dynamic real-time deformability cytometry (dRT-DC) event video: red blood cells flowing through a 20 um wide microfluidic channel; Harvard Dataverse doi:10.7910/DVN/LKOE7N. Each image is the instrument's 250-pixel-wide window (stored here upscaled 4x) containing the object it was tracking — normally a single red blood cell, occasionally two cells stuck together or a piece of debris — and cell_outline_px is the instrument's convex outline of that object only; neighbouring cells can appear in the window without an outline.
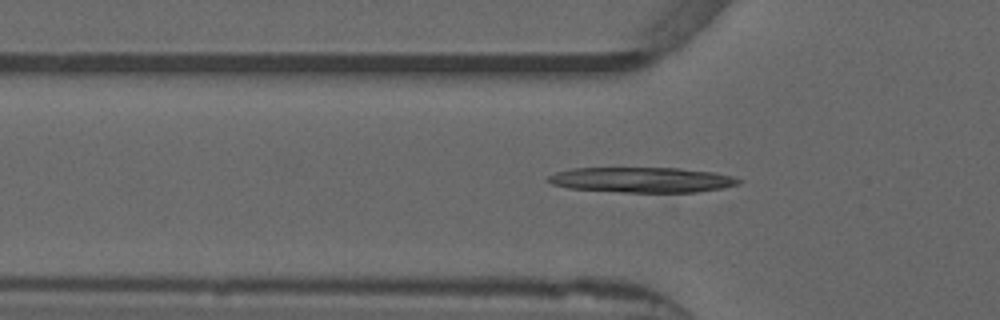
{"species": "common noctule bat (a hibernating species)", "species_latin": "Nyctalus noctula", "temperature_condition": "warm", "stored_images_in_passage": 25, "camera_frame_rate_fps": 3000, "um_per_image_px": 0.085, "animal": {"sex": "male", "forearm_length_mm": 52.5}, "frame": {"image": 1, "passage_image": 17, "time_ms": 5.333, "image_size_px": [1000, 320], "cell_outline_px": [[744, 180], [740, 184], [720, 188], [696, 192], [620, 192], [568, 188], [552, 184], [544, 180], [548, 176], [556, 172], [572, 168], [680, 168], [716, 172], [732, 176]], "centroid_in_image_um": [54.56, 15.28], "position_along_channel_um": 71.2, "area_um2": 28.21}}
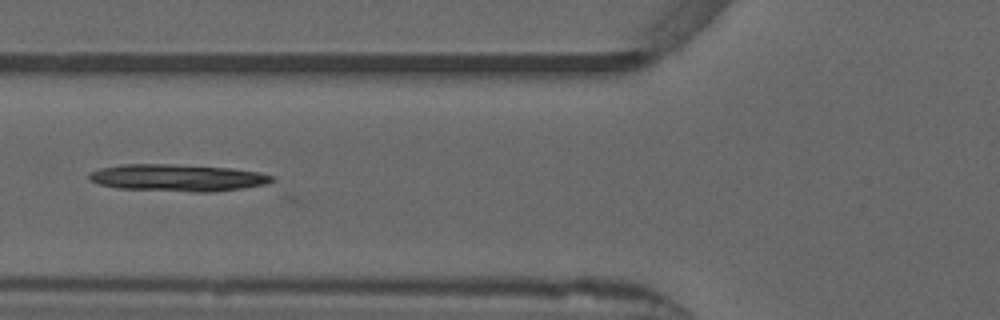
{"frame": {"image": 2, "passage_image": 20, "time_ms": 6.333, "image_size_px": [1000, 320], "cell_outline_px": [[276, 180], [264, 184], [244, 188], [212, 192], [192, 192], [116, 188], [100, 184], [88, 180], [88, 176], [92, 172], [100, 168], [120, 164], [172, 164], [232, 168], [260, 172], [276, 176]], "centroid_in_image_um": [15.13, 15.11], "position_along_channel_um": 110.7, "area_um2": 29.02}}
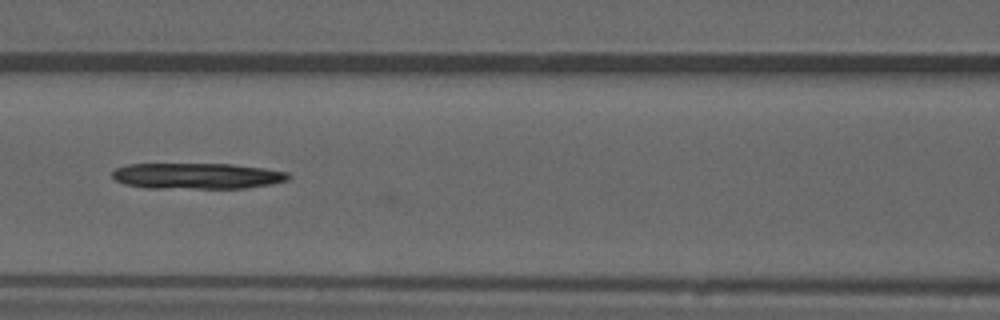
{"frame": {"image": 3, "passage_image": 23, "time_ms": 7.333, "image_size_px": [1000, 320], "cell_outline_px": [[292, 176], [288, 180], [272, 184], [244, 188], [144, 188], [124, 184], [116, 180], [112, 176], [112, 172], [116, 168], [128, 164], [232, 164], [264, 168], [288, 172]], "centroid_in_image_um": [16.76, 14.96], "position_along_channel_um": 149.8, "area_um2": 26.76}}